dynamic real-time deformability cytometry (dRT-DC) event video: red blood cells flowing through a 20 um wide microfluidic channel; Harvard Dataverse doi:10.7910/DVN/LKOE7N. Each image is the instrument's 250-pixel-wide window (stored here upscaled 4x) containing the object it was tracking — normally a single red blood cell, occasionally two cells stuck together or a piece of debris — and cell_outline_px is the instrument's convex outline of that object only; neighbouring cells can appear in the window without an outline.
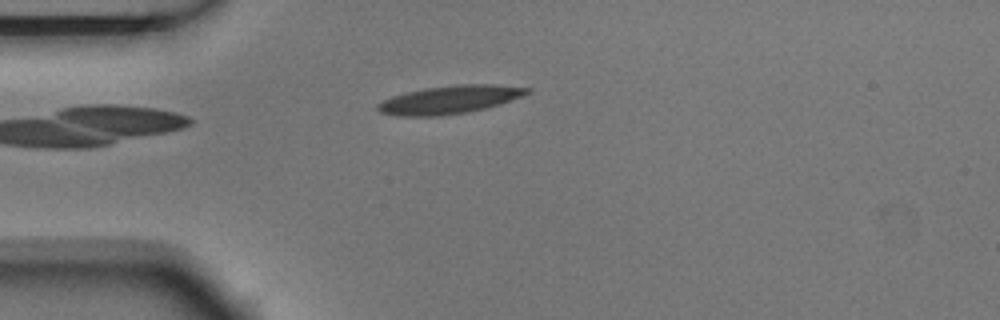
{"species": "Egyptian fruit bat (a non-hibernating species)", "species_latin": "Rousettus aegyptiacus", "temperature_condition": "room temperature", "stored_images_in_passage": 5, "camera_frame_rate_fps": 3000, "um_per_image_px": 0.085, "animal": {"sex": "male"}, "frame": {"image": 1, "passage_image": 5, "time_ms": 1.333, "image_size_px": [1000, 320], "cell_outline_px": [[532, 92], [500, 104], [468, 112], [436, 116], [396, 116], [380, 112], [376, 108], [376, 104], [392, 96], [424, 88], [456, 84], [492, 84], [532, 88]], "centroid_in_image_um": [38.22, 8.46], "position_along_channel_um": 46.8, "area_um2": 24.45}}